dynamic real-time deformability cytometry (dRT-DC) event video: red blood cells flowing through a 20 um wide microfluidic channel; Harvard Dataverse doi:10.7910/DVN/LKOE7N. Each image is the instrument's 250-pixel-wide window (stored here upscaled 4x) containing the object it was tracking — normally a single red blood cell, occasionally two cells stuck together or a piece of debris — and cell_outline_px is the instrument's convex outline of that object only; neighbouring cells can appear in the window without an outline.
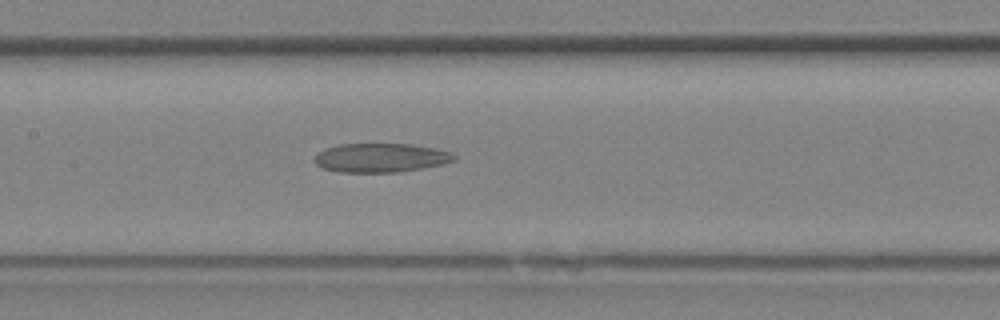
{"species": "Egyptian fruit bat (a non-hibernating species)", "species_latin": "Rousettus aegyptiacus", "temperature_condition": "room temperature", "stored_images_in_passage": 15, "camera_frame_rate_fps": 3000, "um_per_image_px": 0.085, "animal": {"sex": "female"}, "frame": {"image": 1, "passage_image": 13, "time_ms": 4.0, "image_size_px": [1000, 320], "cell_outline_px": [[456, 160], [444, 164], [400, 172], [340, 172], [324, 168], [316, 164], [312, 160], [316, 152], [324, 148], [336, 144], [412, 144], [436, 148], [448, 152], [456, 156]], "centroid_in_image_um": [32.32, 13.4], "position_along_channel_um": 175.1, "area_um2": 23.81}}